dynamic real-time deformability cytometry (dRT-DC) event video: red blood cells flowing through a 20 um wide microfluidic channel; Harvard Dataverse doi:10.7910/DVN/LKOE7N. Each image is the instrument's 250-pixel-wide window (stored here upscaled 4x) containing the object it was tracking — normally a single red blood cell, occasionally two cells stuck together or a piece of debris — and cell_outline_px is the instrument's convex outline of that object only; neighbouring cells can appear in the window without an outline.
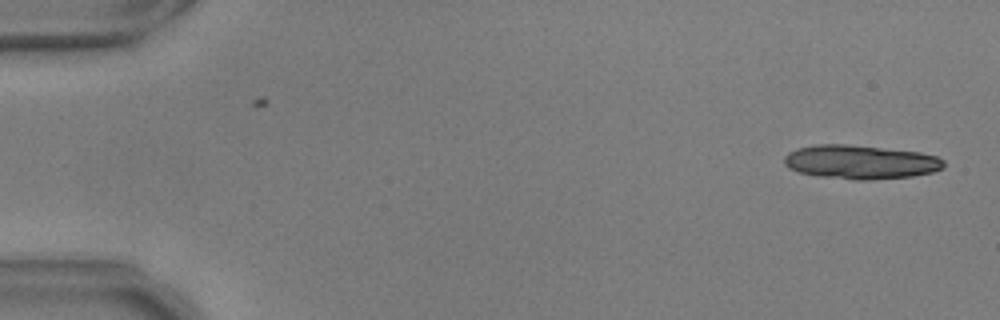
{"species": "common noctule bat (a hibernating species)", "species_latin": "Nyctalus noctula", "temperature_condition": "warm", "stored_images_in_passage": 15, "camera_frame_rate_fps": 3000, "um_per_image_px": 0.085, "animal": {"sex": "male", "body_mass_g": 17.9, "forearm_length_mm": 54.2}, "frame": {"image": 1, "passage_image": 1, "time_ms": 0.0, "image_size_px": [1000, 320], "cell_outline_px": [[944, 168], [932, 172], [912, 176], [868, 180], [856, 180], [820, 176], [800, 172], [788, 168], [784, 164], [784, 156], [788, 152], [800, 148], [816, 144], [848, 144], [920, 152], [936, 156], [944, 160]], "centroid_in_image_um": [73.14, 13.77], "position_along_channel_um": 11.9, "area_um2": 31.5}}